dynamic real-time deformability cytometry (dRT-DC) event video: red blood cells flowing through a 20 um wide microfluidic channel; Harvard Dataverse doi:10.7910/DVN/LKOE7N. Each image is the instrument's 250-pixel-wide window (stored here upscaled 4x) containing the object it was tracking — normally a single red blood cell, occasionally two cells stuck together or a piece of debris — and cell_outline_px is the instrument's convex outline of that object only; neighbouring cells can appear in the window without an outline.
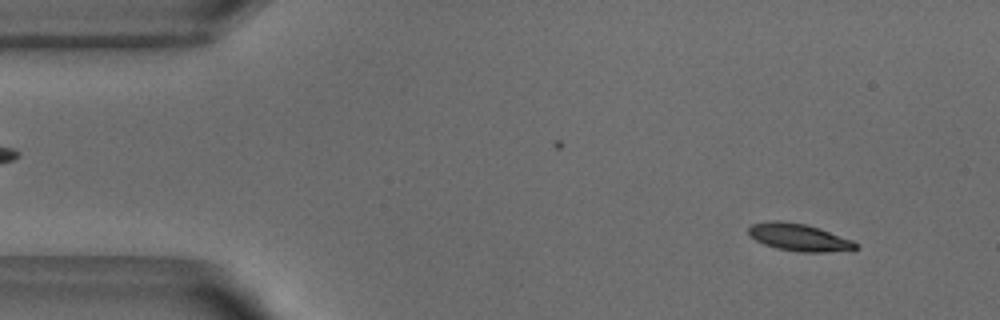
{"species": "common noctule bat (a hibernating species)", "species_latin": "Nyctalus noctula", "temperature_condition": "warm", "stored_images_in_passage": 51, "camera_frame_rate_fps": 3000, "um_per_image_px": 0.085, "animal": {"sex": "male", "body_mass_g": 18.8}, "frame": {"image": 1, "passage_image": 4, "time_ms": 1.0, "image_size_px": [1000, 320], "cell_outline_px": [[860, 248], [852, 252], [800, 252], [776, 248], [764, 244], [748, 236], [748, 228], [752, 224], [772, 220], [780, 220], [804, 224], [820, 228], [852, 240], [860, 244]], "centroid_in_image_um": [67.99, 20.19], "position_along_channel_um": 17.0, "area_um2": 17.51}}
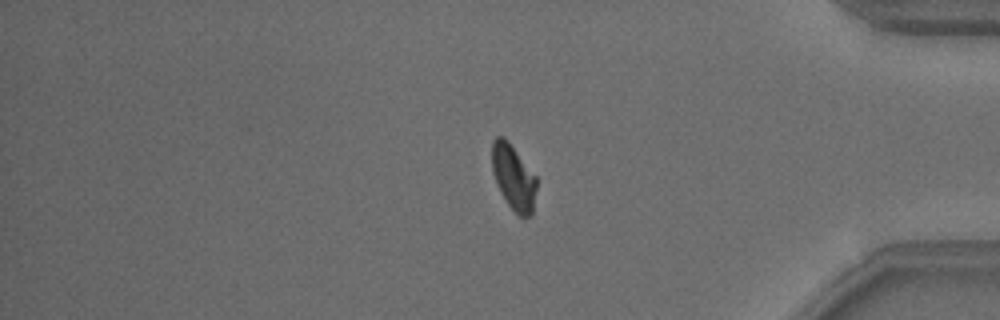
{"frame": {"image": 2, "passage_image": 42, "time_ms": 13.667, "image_size_px": [1000, 320], "cell_outline_px": [[536, 188], [532, 216], [524, 220], [516, 216], [500, 192], [496, 184], [492, 172], [492, 140], [496, 136], [504, 136], [508, 140], [536, 176]], "centroid_in_image_um": [43.64, 15.11], "position_along_channel_um": 391.6, "area_um2": 17.4}}
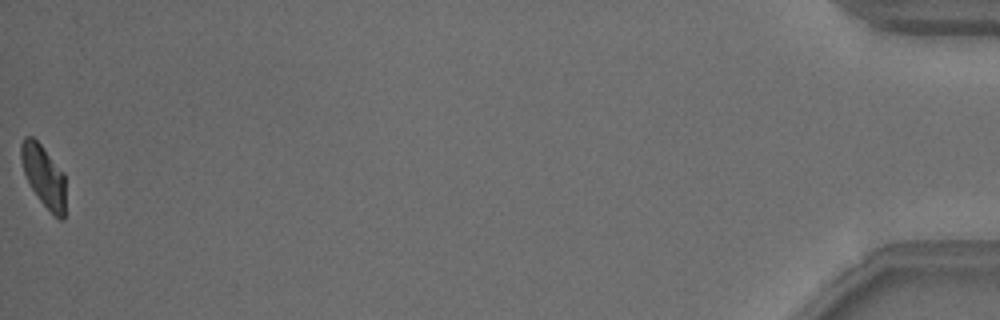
{"frame": {"image": 3, "passage_image": 51, "time_ms": 16.667, "image_size_px": [1000, 320], "cell_outline_px": [[64, 220], [60, 220], [40, 200], [32, 188], [24, 172], [20, 160], [20, 144], [24, 136], [32, 136], [40, 144], [64, 172]], "centroid_in_image_um": [3.69, 14.91], "position_along_channel_um": 431.5, "area_um2": 15.72}, "authors_computed_cell_mechanics": {"area_um2": 17.3978, "velocity_mm_per_s": 3.8586, "shape_relaxation_time_tau1_ms": 3.4578, "shape_relaxation_time_tau2_ms": 8.3046, "deformation_change_tau1": 0.1259, "deformation_change_tau2": 0.1282}}